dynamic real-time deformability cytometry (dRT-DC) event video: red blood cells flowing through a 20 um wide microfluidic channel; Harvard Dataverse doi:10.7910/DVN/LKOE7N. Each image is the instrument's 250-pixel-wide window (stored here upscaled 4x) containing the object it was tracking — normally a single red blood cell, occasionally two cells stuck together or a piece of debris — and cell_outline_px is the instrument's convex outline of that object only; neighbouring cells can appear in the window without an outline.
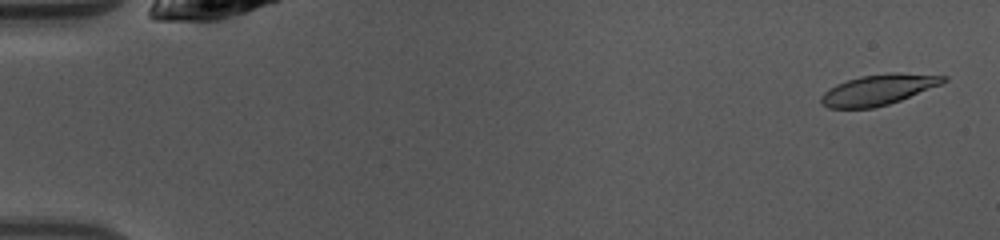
{"species": "common noctule bat (a hibernating species)", "species_latin": "Nyctalus noctula", "temperature_condition": "warm", "stored_images_in_passage": 48, "camera_frame_rate_fps": 3000, "um_per_image_px": 0.085, "animal": {"sex": "female", "body_mass_g": 10.0, "forearm_length_mm": 53.1}, "frame": {"image": 1, "passage_image": 2, "time_ms": 0.333, "image_size_px": [1000, 240], "cell_outline_px": [[948, 80], [940, 84], [900, 100], [888, 104], [872, 108], [828, 108], [820, 104], [820, 96], [828, 88], [836, 84], [860, 76], [892, 72], [900, 72], [948, 76]], "centroid_in_image_um": [74.62, 7.62], "position_along_channel_um": 10.4, "area_um2": 21.79}}
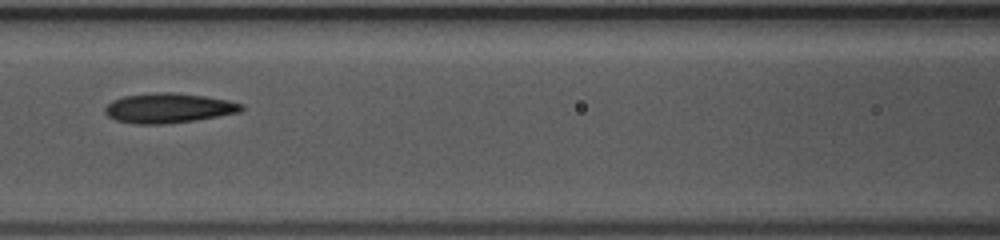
{"frame": {"image": 2, "passage_image": 22, "time_ms": 7.0, "image_size_px": [1000, 240], "cell_outline_px": [[244, 108], [240, 112], [196, 120], [164, 124], [136, 124], [116, 120], [108, 116], [104, 112], [104, 108], [112, 100], [124, 96], [156, 92], [176, 92], [204, 96], [228, 100], [244, 104]], "centroid_in_image_um": [14.33, 9.18], "position_along_channel_um": 152.3, "area_um2": 23.76}}
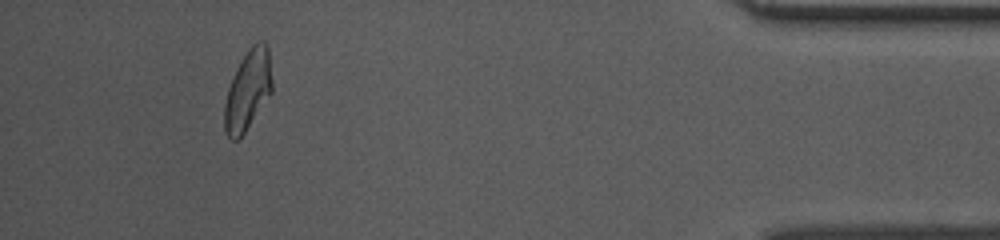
{"frame": {"image": 3, "passage_image": 45, "time_ms": 14.667, "image_size_px": [1000, 240], "cell_outline_px": [[272, 92], [244, 132], [236, 140], [232, 140], [228, 136], [224, 128], [224, 104], [228, 88], [236, 68], [240, 60], [248, 48], [256, 40], [264, 40], [268, 44], [272, 80]], "centroid_in_image_um": [21.07, 7.59], "position_along_channel_um": 414.1, "area_um2": 22.25}, "authors_computed_cell_mechanics": {"area_um2": 22.7154, "velocity_mm_per_s": 4.1151, "shape_relaxation_time_tau1_ms": 2.7346, "shape_relaxation_time_tau2_ms": 2.0813, "deformation_change_tau1": 0.1614, "deformation_change_tau2": 0.0918}}